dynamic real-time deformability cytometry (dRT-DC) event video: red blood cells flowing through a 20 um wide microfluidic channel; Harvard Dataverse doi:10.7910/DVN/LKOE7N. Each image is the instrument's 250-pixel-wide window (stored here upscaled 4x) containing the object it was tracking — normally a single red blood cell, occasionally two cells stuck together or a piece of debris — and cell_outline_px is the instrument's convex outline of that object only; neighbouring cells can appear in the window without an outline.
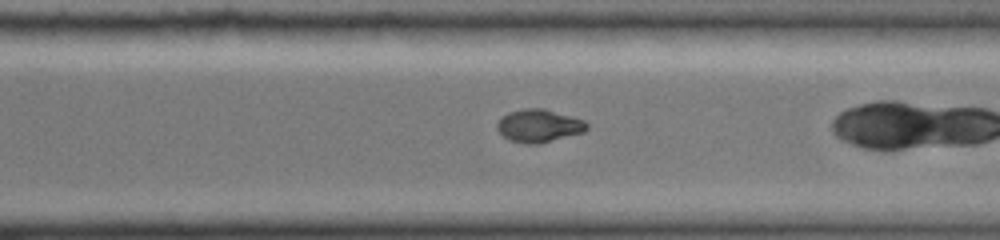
{"species": "common noctule bat (a hibernating species)", "species_latin": "Nyctalus noctula", "temperature_condition": "cold", "stored_images_in_passage": 37, "camera_frame_rate_fps": 3000, "um_per_image_px": 0.085, "animal": {"sex": "female", "body_mass_g": 19.0, "forearm_length_mm": 51.5}, "frame": {"image": 1, "passage_image": 32, "time_ms": 10.333, "image_size_px": [1000, 240], "cell_outline_px": [[588, 128], [584, 132], [540, 144], [524, 144], [508, 140], [496, 128], [496, 124], [508, 112], [524, 108], [544, 108], [584, 120], [588, 124]], "centroid_in_image_um": [45.81, 10.7], "position_along_channel_um": 324.8, "area_um2": 17.28}}
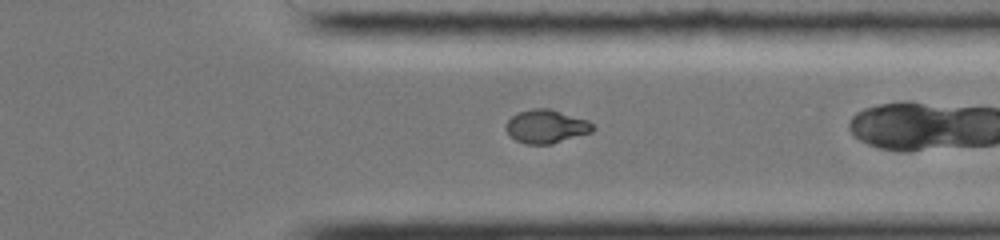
{"frame": {"image": 2, "passage_image": 35, "time_ms": 11.333, "image_size_px": [1000, 240], "cell_outline_px": [[596, 128], [592, 132], [552, 144], [528, 144], [516, 140], [504, 128], [504, 124], [512, 116], [520, 112], [532, 108], [548, 108], [588, 120]], "centroid_in_image_um": [46.43, 10.75], "position_along_channel_um": 365.0, "area_um2": 16.88}}